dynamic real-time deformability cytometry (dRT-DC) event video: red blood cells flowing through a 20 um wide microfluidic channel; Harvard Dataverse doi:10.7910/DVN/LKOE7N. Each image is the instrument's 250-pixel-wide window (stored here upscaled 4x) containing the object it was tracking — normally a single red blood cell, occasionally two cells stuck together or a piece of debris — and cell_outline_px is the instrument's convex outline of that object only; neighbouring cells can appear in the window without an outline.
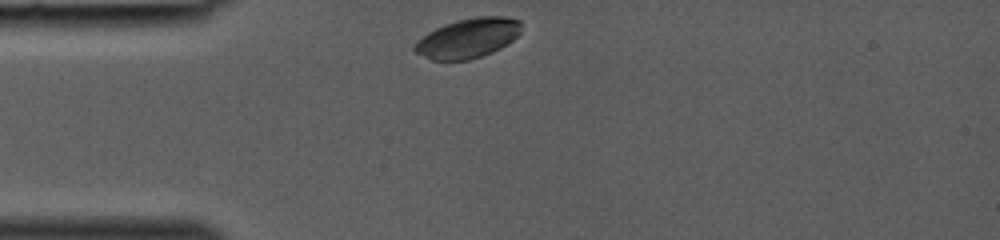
{"species": "common noctule bat (a hibernating species)", "species_latin": "Nyctalus noctula", "temperature_condition": "room temperature", "stored_images_in_passage": 25, "camera_frame_rate_fps": 3000, "um_per_image_px": 0.085, "animal": {"sex": "female", "body_mass_g": 19.0, "forearm_length_mm": 53.3}, "frame": {"image": 1, "passage_image": 1, "time_ms": 0.0, "image_size_px": [1000, 240], "cell_outline_px": [[520, 32], [512, 40], [500, 48], [492, 52], [468, 60], [432, 60], [416, 52], [412, 48], [428, 32], [444, 24], [456, 20], [476, 16], [504, 16], [520, 20]], "centroid_in_image_um": [39.79, 3.23], "position_along_channel_um": 45.2, "area_um2": 24.33}}
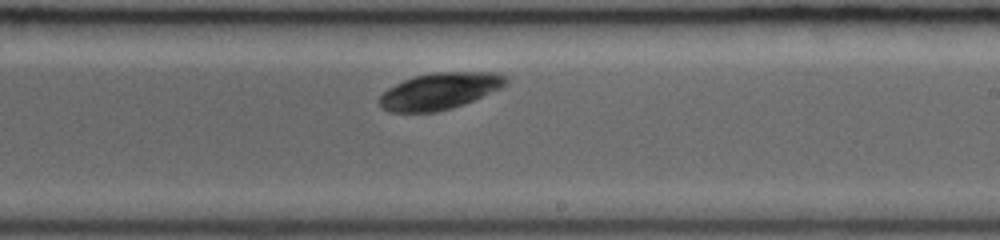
{"frame": {"image": 2, "passage_image": 15, "time_ms": 4.667, "image_size_px": [1000, 240], "cell_outline_px": [[508, 80], [500, 88], [464, 104], [452, 108], [436, 112], [392, 112], [384, 108], [380, 104], [380, 96], [388, 88], [404, 80], [416, 76], [432, 72], [496, 72], [508, 76]], "centroid_in_image_um": [37.39, 7.73], "position_along_channel_um": 251.6, "area_um2": 26.7}}
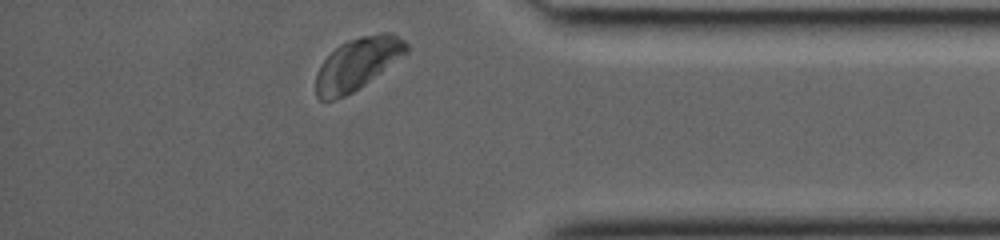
{"frame": {"image": 3, "passage_image": 25, "time_ms": 8.0, "image_size_px": [1000, 240], "cell_outline_px": [[408, 52], [364, 84], [352, 92], [344, 96], [332, 100], [320, 100], [316, 96], [316, 72], [320, 64], [340, 44], [348, 40], [360, 36], [384, 32], [392, 32], [404, 40], [408, 44]], "centroid_in_image_um": [30.37, 5.4], "position_along_channel_um": 404.8, "area_um2": 27.11}}